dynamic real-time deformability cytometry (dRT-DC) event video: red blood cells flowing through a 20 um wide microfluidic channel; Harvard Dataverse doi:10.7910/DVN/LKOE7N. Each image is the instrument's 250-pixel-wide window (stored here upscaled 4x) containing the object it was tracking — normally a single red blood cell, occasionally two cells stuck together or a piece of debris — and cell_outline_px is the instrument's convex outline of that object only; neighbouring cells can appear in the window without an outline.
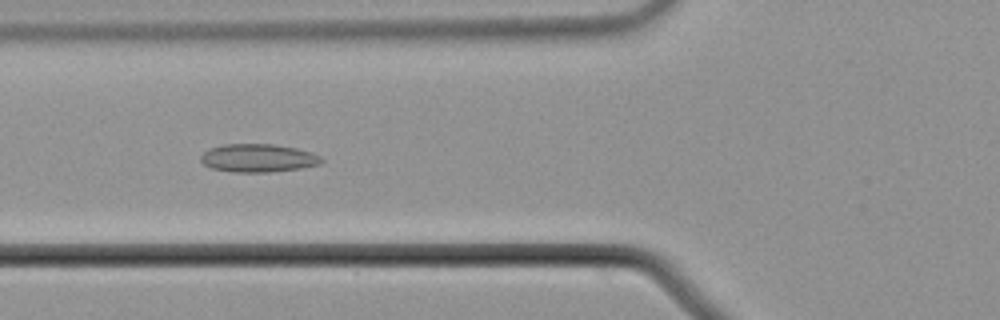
{"species": "common noctule bat (a hibernating species)", "species_latin": "Nyctalus noctula", "temperature_condition": "cold", "stored_images_in_passage": 57, "camera_frame_rate_fps": 3000, "um_per_image_px": 0.085, "animal": {"sex": "male", "body_mass_g": 21.5, "forearm_length_mm": 52.0}, "frame": {"image": 1, "passage_image": 23, "time_ms": 7.333, "image_size_px": [1000, 320], "cell_outline_px": [[324, 160], [320, 164], [300, 168], [268, 172], [232, 172], [212, 168], [204, 164], [200, 160], [200, 156], [204, 152], [212, 148], [224, 144], [276, 144], [296, 148], [312, 152], [320, 156]], "centroid_in_image_um": [21.96, 13.43], "position_along_channel_um": 103.8, "area_um2": 19.77}}
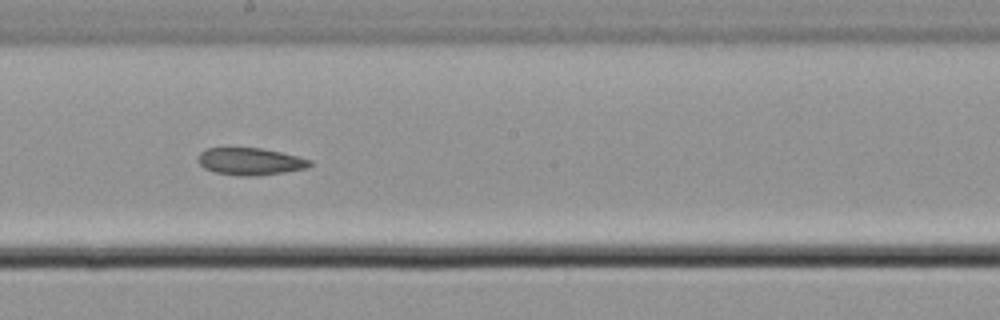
{"frame": {"image": 2, "passage_image": 33, "time_ms": 10.667, "image_size_px": [1000, 320], "cell_outline_px": [[312, 164], [308, 168], [284, 172], [256, 176], [240, 176], [216, 172], [204, 168], [196, 160], [200, 152], [208, 148], [260, 148], [280, 152], [312, 160]], "centroid_in_image_um": [21.27, 13.73], "position_along_channel_um": 226.9, "area_um2": 17.69}}
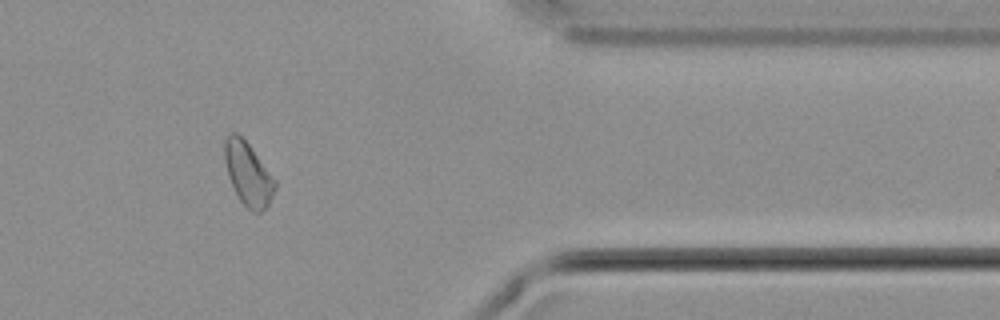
{"frame": {"image": 3, "passage_image": 48, "time_ms": 15.667, "image_size_px": [1000, 320], "cell_outline_px": [[276, 188], [268, 204], [260, 212], [252, 212], [240, 200], [228, 176], [224, 160], [224, 140], [232, 132], [236, 132], [248, 144], [276, 180]], "centroid_in_image_um": [21.08, 14.77], "position_along_channel_um": 390.3, "area_um2": 18.21}}